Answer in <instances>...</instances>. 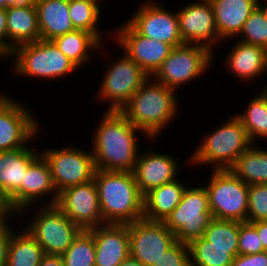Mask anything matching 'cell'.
<instances>
[{
	"label": "cell",
	"mask_w": 267,
	"mask_h": 266,
	"mask_svg": "<svg viewBox=\"0 0 267 266\" xmlns=\"http://www.w3.org/2000/svg\"><path fill=\"white\" fill-rule=\"evenodd\" d=\"M97 126L92 153L98 170L133 172L140 152L132 125L120 111H107Z\"/></svg>",
	"instance_id": "6da1fadb"
},
{
	"label": "cell",
	"mask_w": 267,
	"mask_h": 266,
	"mask_svg": "<svg viewBox=\"0 0 267 266\" xmlns=\"http://www.w3.org/2000/svg\"><path fill=\"white\" fill-rule=\"evenodd\" d=\"M100 211L105 224H130L143 219V198L133 172L96 169Z\"/></svg>",
	"instance_id": "7a4b0ae2"
},
{
	"label": "cell",
	"mask_w": 267,
	"mask_h": 266,
	"mask_svg": "<svg viewBox=\"0 0 267 266\" xmlns=\"http://www.w3.org/2000/svg\"><path fill=\"white\" fill-rule=\"evenodd\" d=\"M152 80L149 77L120 111L149 139L157 137L178 113L175 90Z\"/></svg>",
	"instance_id": "3957f363"
},
{
	"label": "cell",
	"mask_w": 267,
	"mask_h": 266,
	"mask_svg": "<svg viewBox=\"0 0 267 266\" xmlns=\"http://www.w3.org/2000/svg\"><path fill=\"white\" fill-rule=\"evenodd\" d=\"M207 135L190 157L193 165L213 164L214 170L229 169L251 145L246 129L235 115Z\"/></svg>",
	"instance_id": "277c9868"
},
{
	"label": "cell",
	"mask_w": 267,
	"mask_h": 266,
	"mask_svg": "<svg viewBox=\"0 0 267 266\" xmlns=\"http://www.w3.org/2000/svg\"><path fill=\"white\" fill-rule=\"evenodd\" d=\"M8 56L15 58L13 72L20 76L54 79L79 69L52 41L47 40L20 45Z\"/></svg>",
	"instance_id": "5b68a950"
},
{
	"label": "cell",
	"mask_w": 267,
	"mask_h": 266,
	"mask_svg": "<svg viewBox=\"0 0 267 266\" xmlns=\"http://www.w3.org/2000/svg\"><path fill=\"white\" fill-rule=\"evenodd\" d=\"M213 216L204 187L185 189L180 203L163 223L175 234L176 241L189 244L201 238Z\"/></svg>",
	"instance_id": "8992f818"
},
{
	"label": "cell",
	"mask_w": 267,
	"mask_h": 266,
	"mask_svg": "<svg viewBox=\"0 0 267 266\" xmlns=\"http://www.w3.org/2000/svg\"><path fill=\"white\" fill-rule=\"evenodd\" d=\"M212 172L205 188L213 218L247 222L248 185L229 169Z\"/></svg>",
	"instance_id": "52a82bcc"
},
{
	"label": "cell",
	"mask_w": 267,
	"mask_h": 266,
	"mask_svg": "<svg viewBox=\"0 0 267 266\" xmlns=\"http://www.w3.org/2000/svg\"><path fill=\"white\" fill-rule=\"evenodd\" d=\"M212 54L213 51L200 44L184 43L176 46L151 77L176 91L179 85L194 80L209 69Z\"/></svg>",
	"instance_id": "ba28073f"
},
{
	"label": "cell",
	"mask_w": 267,
	"mask_h": 266,
	"mask_svg": "<svg viewBox=\"0 0 267 266\" xmlns=\"http://www.w3.org/2000/svg\"><path fill=\"white\" fill-rule=\"evenodd\" d=\"M40 209L25 229L45 254L62 256L81 229L56 205H46Z\"/></svg>",
	"instance_id": "9c48e42d"
},
{
	"label": "cell",
	"mask_w": 267,
	"mask_h": 266,
	"mask_svg": "<svg viewBox=\"0 0 267 266\" xmlns=\"http://www.w3.org/2000/svg\"><path fill=\"white\" fill-rule=\"evenodd\" d=\"M48 162L56 191L94 179L96 166L92 152L67 147L40 153Z\"/></svg>",
	"instance_id": "30bf717a"
},
{
	"label": "cell",
	"mask_w": 267,
	"mask_h": 266,
	"mask_svg": "<svg viewBox=\"0 0 267 266\" xmlns=\"http://www.w3.org/2000/svg\"><path fill=\"white\" fill-rule=\"evenodd\" d=\"M109 67L99 90V98L110 102L106 111H121L150 76L125 52Z\"/></svg>",
	"instance_id": "8fae6325"
},
{
	"label": "cell",
	"mask_w": 267,
	"mask_h": 266,
	"mask_svg": "<svg viewBox=\"0 0 267 266\" xmlns=\"http://www.w3.org/2000/svg\"><path fill=\"white\" fill-rule=\"evenodd\" d=\"M55 205L81 230L105 224L94 179L62 190Z\"/></svg>",
	"instance_id": "7c38bea8"
},
{
	"label": "cell",
	"mask_w": 267,
	"mask_h": 266,
	"mask_svg": "<svg viewBox=\"0 0 267 266\" xmlns=\"http://www.w3.org/2000/svg\"><path fill=\"white\" fill-rule=\"evenodd\" d=\"M130 257L152 266L175 242V234L159 221L141 219L129 224Z\"/></svg>",
	"instance_id": "4fadbf2b"
},
{
	"label": "cell",
	"mask_w": 267,
	"mask_h": 266,
	"mask_svg": "<svg viewBox=\"0 0 267 266\" xmlns=\"http://www.w3.org/2000/svg\"><path fill=\"white\" fill-rule=\"evenodd\" d=\"M21 103L3 94L0 96V152L26 146L37 136L38 122Z\"/></svg>",
	"instance_id": "5bb4252c"
},
{
	"label": "cell",
	"mask_w": 267,
	"mask_h": 266,
	"mask_svg": "<svg viewBox=\"0 0 267 266\" xmlns=\"http://www.w3.org/2000/svg\"><path fill=\"white\" fill-rule=\"evenodd\" d=\"M156 2H144L128 23L141 35L156 41L171 44L173 47L184 44L177 13Z\"/></svg>",
	"instance_id": "9a60e30c"
},
{
	"label": "cell",
	"mask_w": 267,
	"mask_h": 266,
	"mask_svg": "<svg viewBox=\"0 0 267 266\" xmlns=\"http://www.w3.org/2000/svg\"><path fill=\"white\" fill-rule=\"evenodd\" d=\"M117 31L115 40L118 45L150 77L174 48L171 44L152 40L139 34L128 22L121 25V28H117Z\"/></svg>",
	"instance_id": "2e32d148"
},
{
	"label": "cell",
	"mask_w": 267,
	"mask_h": 266,
	"mask_svg": "<svg viewBox=\"0 0 267 266\" xmlns=\"http://www.w3.org/2000/svg\"><path fill=\"white\" fill-rule=\"evenodd\" d=\"M177 17L183 43L200 44L212 51L214 43L220 42L209 0L192 2L184 6L177 12Z\"/></svg>",
	"instance_id": "e0dca14e"
},
{
	"label": "cell",
	"mask_w": 267,
	"mask_h": 266,
	"mask_svg": "<svg viewBox=\"0 0 267 266\" xmlns=\"http://www.w3.org/2000/svg\"><path fill=\"white\" fill-rule=\"evenodd\" d=\"M47 205H55L58 199L48 162L40 155L27 169L20 189L6 202L12 213L21 214L40 197L51 196ZM21 211V212H20Z\"/></svg>",
	"instance_id": "ac0fdd59"
},
{
	"label": "cell",
	"mask_w": 267,
	"mask_h": 266,
	"mask_svg": "<svg viewBox=\"0 0 267 266\" xmlns=\"http://www.w3.org/2000/svg\"><path fill=\"white\" fill-rule=\"evenodd\" d=\"M95 243V266H120L130 257L129 224H104L89 230Z\"/></svg>",
	"instance_id": "d6986e66"
},
{
	"label": "cell",
	"mask_w": 267,
	"mask_h": 266,
	"mask_svg": "<svg viewBox=\"0 0 267 266\" xmlns=\"http://www.w3.org/2000/svg\"><path fill=\"white\" fill-rule=\"evenodd\" d=\"M169 154L153 151L140 154L135 163L133 174L141 194L177 179L178 164Z\"/></svg>",
	"instance_id": "ffe728a7"
},
{
	"label": "cell",
	"mask_w": 267,
	"mask_h": 266,
	"mask_svg": "<svg viewBox=\"0 0 267 266\" xmlns=\"http://www.w3.org/2000/svg\"><path fill=\"white\" fill-rule=\"evenodd\" d=\"M22 147L0 152V195L7 202L21 187L28 167L41 155Z\"/></svg>",
	"instance_id": "44dd1931"
},
{
	"label": "cell",
	"mask_w": 267,
	"mask_h": 266,
	"mask_svg": "<svg viewBox=\"0 0 267 266\" xmlns=\"http://www.w3.org/2000/svg\"><path fill=\"white\" fill-rule=\"evenodd\" d=\"M221 40L239 36L245 21L262 4L259 0H209Z\"/></svg>",
	"instance_id": "7402d4cb"
},
{
	"label": "cell",
	"mask_w": 267,
	"mask_h": 266,
	"mask_svg": "<svg viewBox=\"0 0 267 266\" xmlns=\"http://www.w3.org/2000/svg\"><path fill=\"white\" fill-rule=\"evenodd\" d=\"M6 12L10 53L20 45L41 39L38 14L34 3L24 2L18 7L7 8Z\"/></svg>",
	"instance_id": "603a6c76"
},
{
	"label": "cell",
	"mask_w": 267,
	"mask_h": 266,
	"mask_svg": "<svg viewBox=\"0 0 267 266\" xmlns=\"http://www.w3.org/2000/svg\"><path fill=\"white\" fill-rule=\"evenodd\" d=\"M225 62L236 77L248 82L267 71V50L260 46L237 41Z\"/></svg>",
	"instance_id": "cb8c5ba5"
},
{
	"label": "cell",
	"mask_w": 267,
	"mask_h": 266,
	"mask_svg": "<svg viewBox=\"0 0 267 266\" xmlns=\"http://www.w3.org/2000/svg\"><path fill=\"white\" fill-rule=\"evenodd\" d=\"M35 6L41 40L51 41L75 30L69 16V0H41Z\"/></svg>",
	"instance_id": "d4e9b609"
},
{
	"label": "cell",
	"mask_w": 267,
	"mask_h": 266,
	"mask_svg": "<svg viewBox=\"0 0 267 266\" xmlns=\"http://www.w3.org/2000/svg\"><path fill=\"white\" fill-rule=\"evenodd\" d=\"M186 188L177 179L146 193L143 198V219L163 222L180 203Z\"/></svg>",
	"instance_id": "484cf974"
},
{
	"label": "cell",
	"mask_w": 267,
	"mask_h": 266,
	"mask_svg": "<svg viewBox=\"0 0 267 266\" xmlns=\"http://www.w3.org/2000/svg\"><path fill=\"white\" fill-rule=\"evenodd\" d=\"M57 48L68 57L78 68L86 64L90 54L89 50L101 49L103 43L92 33L83 30H74L51 40Z\"/></svg>",
	"instance_id": "4316f807"
},
{
	"label": "cell",
	"mask_w": 267,
	"mask_h": 266,
	"mask_svg": "<svg viewBox=\"0 0 267 266\" xmlns=\"http://www.w3.org/2000/svg\"><path fill=\"white\" fill-rule=\"evenodd\" d=\"M229 170L247 185L267 184V151L255 148L253 144L235 160Z\"/></svg>",
	"instance_id": "83f0119b"
},
{
	"label": "cell",
	"mask_w": 267,
	"mask_h": 266,
	"mask_svg": "<svg viewBox=\"0 0 267 266\" xmlns=\"http://www.w3.org/2000/svg\"><path fill=\"white\" fill-rule=\"evenodd\" d=\"M44 254L43 248L27 230L18 234L12 232L6 266H39Z\"/></svg>",
	"instance_id": "f1b7e54d"
},
{
	"label": "cell",
	"mask_w": 267,
	"mask_h": 266,
	"mask_svg": "<svg viewBox=\"0 0 267 266\" xmlns=\"http://www.w3.org/2000/svg\"><path fill=\"white\" fill-rule=\"evenodd\" d=\"M191 266H231L238 255V248H219L203 237L188 244Z\"/></svg>",
	"instance_id": "f546056e"
},
{
	"label": "cell",
	"mask_w": 267,
	"mask_h": 266,
	"mask_svg": "<svg viewBox=\"0 0 267 266\" xmlns=\"http://www.w3.org/2000/svg\"><path fill=\"white\" fill-rule=\"evenodd\" d=\"M259 93L249 102L243 114L236 115L252 144H256L257 138H267V93L264 90Z\"/></svg>",
	"instance_id": "4dcf8cb0"
},
{
	"label": "cell",
	"mask_w": 267,
	"mask_h": 266,
	"mask_svg": "<svg viewBox=\"0 0 267 266\" xmlns=\"http://www.w3.org/2000/svg\"><path fill=\"white\" fill-rule=\"evenodd\" d=\"M98 1L100 0H69V16L76 30L92 33L100 42L98 19L100 12Z\"/></svg>",
	"instance_id": "1f68e13d"
},
{
	"label": "cell",
	"mask_w": 267,
	"mask_h": 266,
	"mask_svg": "<svg viewBox=\"0 0 267 266\" xmlns=\"http://www.w3.org/2000/svg\"><path fill=\"white\" fill-rule=\"evenodd\" d=\"M65 266H95V243L89 230H81L62 255Z\"/></svg>",
	"instance_id": "d6a6232c"
},
{
	"label": "cell",
	"mask_w": 267,
	"mask_h": 266,
	"mask_svg": "<svg viewBox=\"0 0 267 266\" xmlns=\"http://www.w3.org/2000/svg\"><path fill=\"white\" fill-rule=\"evenodd\" d=\"M240 222L213 218L203 238L213 247L238 248Z\"/></svg>",
	"instance_id": "836d02e7"
},
{
	"label": "cell",
	"mask_w": 267,
	"mask_h": 266,
	"mask_svg": "<svg viewBox=\"0 0 267 266\" xmlns=\"http://www.w3.org/2000/svg\"><path fill=\"white\" fill-rule=\"evenodd\" d=\"M239 35L243 36L239 41L267 50V15L260 4L245 21Z\"/></svg>",
	"instance_id": "e575fe53"
},
{
	"label": "cell",
	"mask_w": 267,
	"mask_h": 266,
	"mask_svg": "<svg viewBox=\"0 0 267 266\" xmlns=\"http://www.w3.org/2000/svg\"><path fill=\"white\" fill-rule=\"evenodd\" d=\"M267 221V184L248 185L247 222Z\"/></svg>",
	"instance_id": "d590c367"
},
{
	"label": "cell",
	"mask_w": 267,
	"mask_h": 266,
	"mask_svg": "<svg viewBox=\"0 0 267 266\" xmlns=\"http://www.w3.org/2000/svg\"><path fill=\"white\" fill-rule=\"evenodd\" d=\"M263 251L264 248L257 229L250 222H240L238 254L251 255Z\"/></svg>",
	"instance_id": "8d00e7d4"
},
{
	"label": "cell",
	"mask_w": 267,
	"mask_h": 266,
	"mask_svg": "<svg viewBox=\"0 0 267 266\" xmlns=\"http://www.w3.org/2000/svg\"><path fill=\"white\" fill-rule=\"evenodd\" d=\"M152 266H191L188 244L176 241Z\"/></svg>",
	"instance_id": "74e56055"
},
{
	"label": "cell",
	"mask_w": 267,
	"mask_h": 266,
	"mask_svg": "<svg viewBox=\"0 0 267 266\" xmlns=\"http://www.w3.org/2000/svg\"><path fill=\"white\" fill-rule=\"evenodd\" d=\"M231 266H267V251L251 255H237Z\"/></svg>",
	"instance_id": "f35d334b"
},
{
	"label": "cell",
	"mask_w": 267,
	"mask_h": 266,
	"mask_svg": "<svg viewBox=\"0 0 267 266\" xmlns=\"http://www.w3.org/2000/svg\"><path fill=\"white\" fill-rule=\"evenodd\" d=\"M6 38H8L7 12L6 9L0 8V56L2 58H6L10 54V42Z\"/></svg>",
	"instance_id": "ab89813d"
},
{
	"label": "cell",
	"mask_w": 267,
	"mask_h": 266,
	"mask_svg": "<svg viewBox=\"0 0 267 266\" xmlns=\"http://www.w3.org/2000/svg\"><path fill=\"white\" fill-rule=\"evenodd\" d=\"M7 222L0 225V266H6L7 250L12 235V229H10Z\"/></svg>",
	"instance_id": "60d3db41"
},
{
	"label": "cell",
	"mask_w": 267,
	"mask_h": 266,
	"mask_svg": "<svg viewBox=\"0 0 267 266\" xmlns=\"http://www.w3.org/2000/svg\"><path fill=\"white\" fill-rule=\"evenodd\" d=\"M251 224L257 229L264 251H267V221H256Z\"/></svg>",
	"instance_id": "b9f144b4"
},
{
	"label": "cell",
	"mask_w": 267,
	"mask_h": 266,
	"mask_svg": "<svg viewBox=\"0 0 267 266\" xmlns=\"http://www.w3.org/2000/svg\"><path fill=\"white\" fill-rule=\"evenodd\" d=\"M39 266H65L61 255L44 254Z\"/></svg>",
	"instance_id": "7bdbcfd3"
},
{
	"label": "cell",
	"mask_w": 267,
	"mask_h": 266,
	"mask_svg": "<svg viewBox=\"0 0 267 266\" xmlns=\"http://www.w3.org/2000/svg\"><path fill=\"white\" fill-rule=\"evenodd\" d=\"M10 214L12 215V212L9 210L6 201L0 195V225L7 221L6 219L7 217L9 218Z\"/></svg>",
	"instance_id": "ee69618b"
},
{
	"label": "cell",
	"mask_w": 267,
	"mask_h": 266,
	"mask_svg": "<svg viewBox=\"0 0 267 266\" xmlns=\"http://www.w3.org/2000/svg\"><path fill=\"white\" fill-rule=\"evenodd\" d=\"M24 0H0V8H11V7H18L23 4Z\"/></svg>",
	"instance_id": "f6af8a7d"
},
{
	"label": "cell",
	"mask_w": 267,
	"mask_h": 266,
	"mask_svg": "<svg viewBox=\"0 0 267 266\" xmlns=\"http://www.w3.org/2000/svg\"><path fill=\"white\" fill-rule=\"evenodd\" d=\"M120 266H145L140 261L133 259L132 257L127 258L122 262Z\"/></svg>",
	"instance_id": "bcb514c9"
},
{
	"label": "cell",
	"mask_w": 267,
	"mask_h": 266,
	"mask_svg": "<svg viewBox=\"0 0 267 266\" xmlns=\"http://www.w3.org/2000/svg\"><path fill=\"white\" fill-rule=\"evenodd\" d=\"M265 3H267V0H265L264 1ZM265 6H263V4L262 5H260L262 8H263V10L266 12V15H267V4H264Z\"/></svg>",
	"instance_id": "7dc6e473"
},
{
	"label": "cell",
	"mask_w": 267,
	"mask_h": 266,
	"mask_svg": "<svg viewBox=\"0 0 267 266\" xmlns=\"http://www.w3.org/2000/svg\"><path fill=\"white\" fill-rule=\"evenodd\" d=\"M25 2H29V3H36V2H38V1H41V0H24Z\"/></svg>",
	"instance_id": "c3c4849f"
},
{
	"label": "cell",
	"mask_w": 267,
	"mask_h": 266,
	"mask_svg": "<svg viewBox=\"0 0 267 266\" xmlns=\"http://www.w3.org/2000/svg\"><path fill=\"white\" fill-rule=\"evenodd\" d=\"M262 90H264L267 93V86H265V88H263Z\"/></svg>",
	"instance_id": "681fc988"
}]
</instances>
